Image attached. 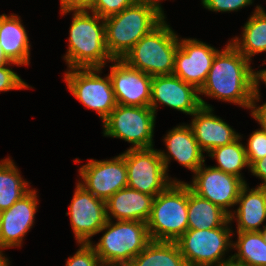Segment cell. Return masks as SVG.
Returning <instances> with one entry per match:
<instances>
[{
  "mask_svg": "<svg viewBox=\"0 0 266 266\" xmlns=\"http://www.w3.org/2000/svg\"><path fill=\"white\" fill-rule=\"evenodd\" d=\"M246 157L249 166L255 161L266 157V130L261 128L254 131L245 146Z\"/></svg>",
  "mask_w": 266,
  "mask_h": 266,
  "instance_id": "29",
  "label": "cell"
},
{
  "mask_svg": "<svg viewBox=\"0 0 266 266\" xmlns=\"http://www.w3.org/2000/svg\"><path fill=\"white\" fill-rule=\"evenodd\" d=\"M226 45L216 53L199 95L250 109L254 95V71L243 54L230 42Z\"/></svg>",
  "mask_w": 266,
  "mask_h": 266,
  "instance_id": "1",
  "label": "cell"
},
{
  "mask_svg": "<svg viewBox=\"0 0 266 266\" xmlns=\"http://www.w3.org/2000/svg\"><path fill=\"white\" fill-rule=\"evenodd\" d=\"M3 249H5V248L0 247V266H9V264H10L9 259H7V257H5L3 255V253H2Z\"/></svg>",
  "mask_w": 266,
  "mask_h": 266,
  "instance_id": "38",
  "label": "cell"
},
{
  "mask_svg": "<svg viewBox=\"0 0 266 266\" xmlns=\"http://www.w3.org/2000/svg\"><path fill=\"white\" fill-rule=\"evenodd\" d=\"M107 220L99 233L106 231L97 244L91 246L102 265L127 266L151 241L147 223Z\"/></svg>",
  "mask_w": 266,
  "mask_h": 266,
  "instance_id": "4",
  "label": "cell"
},
{
  "mask_svg": "<svg viewBox=\"0 0 266 266\" xmlns=\"http://www.w3.org/2000/svg\"><path fill=\"white\" fill-rule=\"evenodd\" d=\"M253 0H202L204 8L214 12L238 11L240 8L251 5Z\"/></svg>",
  "mask_w": 266,
  "mask_h": 266,
  "instance_id": "33",
  "label": "cell"
},
{
  "mask_svg": "<svg viewBox=\"0 0 266 266\" xmlns=\"http://www.w3.org/2000/svg\"><path fill=\"white\" fill-rule=\"evenodd\" d=\"M202 164L195 172L192 183L187 185L198 196L216 204L228 215L236 204L241 188L246 184L241 178Z\"/></svg>",
  "mask_w": 266,
  "mask_h": 266,
  "instance_id": "12",
  "label": "cell"
},
{
  "mask_svg": "<svg viewBox=\"0 0 266 266\" xmlns=\"http://www.w3.org/2000/svg\"><path fill=\"white\" fill-rule=\"evenodd\" d=\"M218 51L197 39H179L173 75L200 90Z\"/></svg>",
  "mask_w": 266,
  "mask_h": 266,
  "instance_id": "15",
  "label": "cell"
},
{
  "mask_svg": "<svg viewBox=\"0 0 266 266\" xmlns=\"http://www.w3.org/2000/svg\"><path fill=\"white\" fill-rule=\"evenodd\" d=\"M73 12L68 51L64 55L68 69H102L107 61H113L107 51L104 19L88 10Z\"/></svg>",
  "mask_w": 266,
  "mask_h": 266,
  "instance_id": "3",
  "label": "cell"
},
{
  "mask_svg": "<svg viewBox=\"0 0 266 266\" xmlns=\"http://www.w3.org/2000/svg\"><path fill=\"white\" fill-rule=\"evenodd\" d=\"M241 138L240 136L230 144L212 149L208 156L217 160L218 166L212 167L235 175L246 183L240 172L244 167L250 166L247 161L245 146L240 143Z\"/></svg>",
  "mask_w": 266,
  "mask_h": 266,
  "instance_id": "28",
  "label": "cell"
},
{
  "mask_svg": "<svg viewBox=\"0 0 266 266\" xmlns=\"http://www.w3.org/2000/svg\"><path fill=\"white\" fill-rule=\"evenodd\" d=\"M230 223L206 230L187 229L175 241L188 266H223L232 259H222L233 243Z\"/></svg>",
  "mask_w": 266,
  "mask_h": 266,
  "instance_id": "7",
  "label": "cell"
},
{
  "mask_svg": "<svg viewBox=\"0 0 266 266\" xmlns=\"http://www.w3.org/2000/svg\"><path fill=\"white\" fill-rule=\"evenodd\" d=\"M0 45L10 62L18 66L29 65V38L18 15H0Z\"/></svg>",
  "mask_w": 266,
  "mask_h": 266,
  "instance_id": "22",
  "label": "cell"
},
{
  "mask_svg": "<svg viewBox=\"0 0 266 266\" xmlns=\"http://www.w3.org/2000/svg\"><path fill=\"white\" fill-rule=\"evenodd\" d=\"M165 19L162 8L136 1L118 14L104 19L107 51L112 59H123L132 47Z\"/></svg>",
  "mask_w": 266,
  "mask_h": 266,
  "instance_id": "2",
  "label": "cell"
},
{
  "mask_svg": "<svg viewBox=\"0 0 266 266\" xmlns=\"http://www.w3.org/2000/svg\"><path fill=\"white\" fill-rule=\"evenodd\" d=\"M260 233L264 239V242L266 243V225L260 230Z\"/></svg>",
  "mask_w": 266,
  "mask_h": 266,
  "instance_id": "41",
  "label": "cell"
},
{
  "mask_svg": "<svg viewBox=\"0 0 266 266\" xmlns=\"http://www.w3.org/2000/svg\"><path fill=\"white\" fill-rule=\"evenodd\" d=\"M20 176L12 159L0 162V212L9 209L15 202L26 195L31 189L28 182Z\"/></svg>",
  "mask_w": 266,
  "mask_h": 266,
  "instance_id": "26",
  "label": "cell"
},
{
  "mask_svg": "<svg viewBox=\"0 0 266 266\" xmlns=\"http://www.w3.org/2000/svg\"><path fill=\"white\" fill-rule=\"evenodd\" d=\"M212 107L201 106L191 116L194 117L189 125L199 147L209 153L212 149L221 147L237 140L240 135L220 117L212 113Z\"/></svg>",
  "mask_w": 266,
  "mask_h": 266,
  "instance_id": "18",
  "label": "cell"
},
{
  "mask_svg": "<svg viewBox=\"0 0 266 266\" xmlns=\"http://www.w3.org/2000/svg\"><path fill=\"white\" fill-rule=\"evenodd\" d=\"M112 62L115 64L110 66L108 75L116 103L125 106H149L153 76L129 66L122 59H113Z\"/></svg>",
  "mask_w": 266,
  "mask_h": 266,
  "instance_id": "16",
  "label": "cell"
},
{
  "mask_svg": "<svg viewBox=\"0 0 266 266\" xmlns=\"http://www.w3.org/2000/svg\"><path fill=\"white\" fill-rule=\"evenodd\" d=\"M248 189L246 183L236 202L239 207L229 215L230 221L237 220V232L260 231V225L266 220V187Z\"/></svg>",
  "mask_w": 266,
  "mask_h": 266,
  "instance_id": "21",
  "label": "cell"
},
{
  "mask_svg": "<svg viewBox=\"0 0 266 266\" xmlns=\"http://www.w3.org/2000/svg\"><path fill=\"white\" fill-rule=\"evenodd\" d=\"M259 96V89L254 88V95L250 106L252 112L251 115L256 121H258L261 128L266 130V103L256 107V102H259L260 100Z\"/></svg>",
  "mask_w": 266,
  "mask_h": 266,
  "instance_id": "34",
  "label": "cell"
},
{
  "mask_svg": "<svg viewBox=\"0 0 266 266\" xmlns=\"http://www.w3.org/2000/svg\"><path fill=\"white\" fill-rule=\"evenodd\" d=\"M153 200L152 195L125 187L105 202L107 220L115 218L147 223L151 215Z\"/></svg>",
  "mask_w": 266,
  "mask_h": 266,
  "instance_id": "20",
  "label": "cell"
},
{
  "mask_svg": "<svg viewBox=\"0 0 266 266\" xmlns=\"http://www.w3.org/2000/svg\"><path fill=\"white\" fill-rule=\"evenodd\" d=\"M263 83L265 82L266 85V69L260 70V71H254V88L259 87L260 81Z\"/></svg>",
  "mask_w": 266,
  "mask_h": 266,
  "instance_id": "37",
  "label": "cell"
},
{
  "mask_svg": "<svg viewBox=\"0 0 266 266\" xmlns=\"http://www.w3.org/2000/svg\"><path fill=\"white\" fill-rule=\"evenodd\" d=\"M127 167V187L157 196L173 181L168 177L159 150L151 148H129L124 151Z\"/></svg>",
  "mask_w": 266,
  "mask_h": 266,
  "instance_id": "10",
  "label": "cell"
},
{
  "mask_svg": "<svg viewBox=\"0 0 266 266\" xmlns=\"http://www.w3.org/2000/svg\"><path fill=\"white\" fill-rule=\"evenodd\" d=\"M169 26L163 20L143 36L122 60L150 76L172 75L179 38Z\"/></svg>",
  "mask_w": 266,
  "mask_h": 266,
  "instance_id": "6",
  "label": "cell"
},
{
  "mask_svg": "<svg viewBox=\"0 0 266 266\" xmlns=\"http://www.w3.org/2000/svg\"><path fill=\"white\" fill-rule=\"evenodd\" d=\"M137 1H147V2H152V3H154V4H156V5H158V6L161 7V4L159 3L160 0H137Z\"/></svg>",
  "mask_w": 266,
  "mask_h": 266,
  "instance_id": "42",
  "label": "cell"
},
{
  "mask_svg": "<svg viewBox=\"0 0 266 266\" xmlns=\"http://www.w3.org/2000/svg\"><path fill=\"white\" fill-rule=\"evenodd\" d=\"M249 169L254 176L259 177L263 181L259 186L266 187V157L255 161Z\"/></svg>",
  "mask_w": 266,
  "mask_h": 266,
  "instance_id": "36",
  "label": "cell"
},
{
  "mask_svg": "<svg viewBox=\"0 0 266 266\" xmlns=\"http://www.w3.org/2000/svg\"><path fill=\"white\" fill-rule=\"evenodd\" d=\"M38 199L31 189L9 209L0 212V247H21L23 237L34 225Z\"/></svg>",
  "mask_w": 266,
  "mask_h": 266,
  "instance_id": "17",
  "label": "cell"
},
{
  "mask_svg": "<svg viewBox=\"0 0 266 266\" xmlns=\"http://www.w3.org/2000/svg\"><path fill=\"white\" fill-rule=\"evenodd\" d=\"M82 180L78 184L105 202L117 191L127 187V167L124 153L110 160H94L79 168Z\"/></svg>",
  "mask_w": 266,
  "mask_h": 266,
  "instance_id": "11",
  "label": "cell"
},
{
  "mask_svg": "<svg viewBox=\"0 0 266 266\" xmlns=\"http://www.w3.org/2000/svg\"><path fill=\"white\" fill-rule=\"evenodd\" d=\"M18 65L17 63L10 62L9 64L0 65V92L9 90H19L30 88L17 73L8 68L10 65Z\"/></svg>",
  "mask_w": 266,
  "mask_h": 266,
  "instance_id": "32",
  "label": "cell"
},
{
  "mask_svg": "<svg viewBox=\"0 0 266 266\" xmlns=\"http://www.w3.org/2000/svg\"><path fill=\"white\" fill-rule=\"evenodd\" d=\"M62 15L71 11L89 10L93 0H60Z\"/></svg>",
  "mask_w": 266,
  "mask_h": 266,
  "instance_id": "35",
  "label": "cell"
},
{
  "mask_svg": "<svg viewBox=\"0 0 266 266\" xmlns=\"http://www.w3.org/2000/svg\"><path fill=\"white\" fill-rule=\"evenodd\" d=\"M80 248L66 261V266H101L100 259L90 243H79Z\"/></svg>",
  "mask_w": 266,
  "mask_h": 266,
  "instance_id": "31",
  "label": "cell"
},
{
  "mask_svg": "<svg viewBox=\"0 0 266 266\" xmlns=\"http://www.w3.org/2000/svg\"><path fill=\"white\" fill-rule=\"evenodd\" d=\"M223 266H245V265L238 264V263H235L234 261L230 260V261L226 262Z\"/></svg>",
  "mask_w": 266,
  "mask_h": 266,
  "instance_id": "40",
  "label": "cell"
},
{
  "mask_svg": "<svg viewBox=\"0 0 266 266\" xmlns=\"http://www.w3.org/2000/svg\"><path fill=\"white\" fill-rule=\"evenodd\" d=\"M100 72L101 68H72L64 80L71 94L85 107L97 111L103 122L117 103L109 75L102 78Z\"/></svg>",
  "mask_w": 266,
  "mask_h": 266,
  "instance_id": "9",
  "label": "cell"
},
{
  "mask_svg": "<svg viewBox=\"0 0 266 266\" xmlns=\"http://www.w3.org/2000/svg\"><path fill=\"white\" fill-rule=\"evenodd\" d=\"M10 61L4 55V51L0 45V65L9 64Z\"/></svg>",
  "mask_w": 266,
  "mask_h": 266,
  "instance_id": "39",
  "label": "cell"
},
{
  "mask_svg": "<svg viewBox=\"0 0 266 266\" xmlns=\"http://www.w3.org/2000/svg\"><path fill=\"white\" fill-rule=\"evenodd\" d=\"M155 112L149 107L117 104L103 121L104 136L120 138L133 149L153 147Z\"/></svg>",
  "mask_w": 266,
  "mask_h": 266,
  "instance_id": "8",
  "label": "cell"
},
{
  "mask_svg": "<svg viewBox=\"0 0 266 266\" xmlns=\"http://www.w3.org/2000/svg\"><path fill=\"white\" fill-rule=\"evenodd\" d=\"M168 154L159 150L166 172L171 158L188 168L193 173L205 162L203 151L199 147L189 125H179L164 137Z\"/></svg>",
  "mask_w": 266,
  "mask_h": 266,
  "instance_id": "19",
  "label": "cell"
},
{
  "mask_svg": "<svg viewBox=\"0 0 266 266\" xmlns=\"http://www.w3.org/2000/svg\"><path fill=\"white\" fill-rule=\"evenodd\" d=\"M237 249L232 261L245 266H266V243L260 231L237 232V241L231 249Z\"/></svg>",
  "mask_w": 266,
  "mask_h": 266,
  "instance_id": "27",
  "label": "cell"
},
{
  "mask_svg": "<svg viewBox=\"0 0 266 266\" xmlns=\"http://www.w3.org/2000/svg\"><path fill=\"white\" fill-rule=\"evenodd\" d=\"M70 222L77 243H90L107 221L106 203L77 183L69 205Z\"/></svg>",
  "mask_w": 266,
  "mask_h": 266,
  "instance_id": "14",
  "label": "cell"
},
{
  "mask_svg": "<svg viewBox=\"0 0 266 266\" xmlns=\"http://www.w3.org/2000/svg\"><path fill=\"white\" fill-rule=\"evenodd\" d=\"M199 90L175 75L153 76L149 107L155 112L158 104H164L180 112L192 115L201 106L211 107L199 95ZM159 102V103H158Z\"/></svg>",
  "mask_w": 266,
  "mask_h": 266,
  "instance_id": "13",
  "label": "cell"
},
{
  "mask_svg": "<svg viewBox=\"0 0 266 266\" xmlns=\"http://www.w3.org/2000/svg\"><path fill=\"white\" fill-rule=\"evenodd\" d=\"M242 38L235 37L230 43L249 61L252 56L266 52V12L256 7L243 27Z\"/></svg>",
  "mask_w": 266,
  "mask_h": 266,
  "instance_id": "24",
  "label": "cell"
},
{
  "mask_svg": "<svg viewBox=\"0 0 266 266\" xmlns=\"http://www.w3.org/2000/svg\"><path fill=\"white\" fill-rule=\"evenodd\" d=\"M188 229L206 230L224 226L229 215L207 199H204L188 186Z\"/></svg>",
  "mask_w": 266,
  "mask_h": 266,
  "instance_id": "23",
  "label": "cell"
},
{
  "mask_svg": "<svg viewBox=\"0 0 266 266\" xmlns=\"http://www.w3.org/2000/svg\"><path fill=\"white\" fill-rule=\"evenodd\" d=\"M127 266H188L174 241L151 240Z\"/></svg>",
  "mask_w": 266,
  "mask_h": 266,
  "instance_id": "25",
  "label": "cell"
},
{
  "mask_svg": "<svg viewBox=\"0 0 266 266\" xmlns=\"http://www.w3.org/2000/svg\"><path fill=\"white\" fill-rule=\"evenodd\" d=\"M136 1L137 0H93L89 11L105 19L118 14Z\"/></svg>",
  "mask_w": 266,
  "mask_h": 266,
  "instance_id": "30",
  "label": "cell"
},
{
  "mask_svg": "<svg viewBox=\"0 0 266 266\" xmlns=\"http://www.w3.org/2000/svg\"><path fill=\"white\" fill-rule=\"evenodd\" d=\"M188 185L176 179L154 197L147 228L151 240L176 241L188 229Z\"/></svg>",
  "mask_w": 266,
  "mask_h": 266,
  "instance_id": "5",
  "label": "cell"
}]
</instances>
